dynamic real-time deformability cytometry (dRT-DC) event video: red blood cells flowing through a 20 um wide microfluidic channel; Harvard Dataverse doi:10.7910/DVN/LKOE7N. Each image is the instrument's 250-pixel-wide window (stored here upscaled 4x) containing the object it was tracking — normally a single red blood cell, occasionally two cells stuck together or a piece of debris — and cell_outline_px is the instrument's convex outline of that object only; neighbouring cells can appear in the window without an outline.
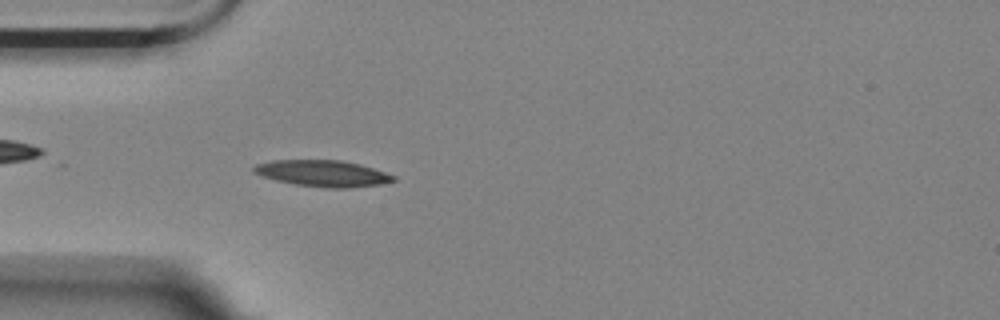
{"species": "Egyptian fruit bat (a non-hibernating species)", "species_latin": "Rousettus aegyptiacus", "temperature_condition": "room temperature", "stored_images_in_passage": 52, "camera_frame_rate_fps": 3000, "um_per_image_px": 0.085, "animal": {"sex": "female"}, "frame": {"image": 1, "passage_image": 12, "time_ms": 3.667, "image_size_px": [1000, 320], "cell_outline_px": [[396, 180], [380, 184], [348, 188], [324, 188], [296, 184], [276, 180], [260, 176], [252, 172], [252, 168], [256, 164], [272, 160], [340, 160], [360, 164], [396, 176]], "centroid_in_image_um": [27.4, 14.74], "position_along_channel_um": 57.6, "area_um2": 21.44}}
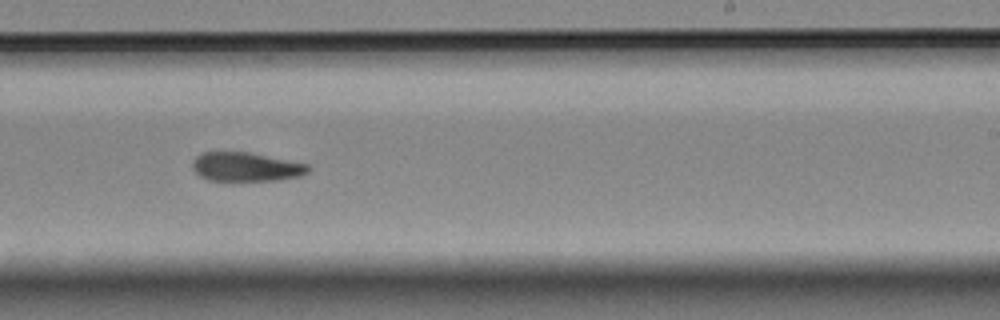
{"frame": {"image": 2, "passage_image": 30, "time_ms": 9.667, "image_size_px": [1000, 320], "cell_outline_px": [[312, 168], [308, 172], [300, 176], [276, 180], [232, 184], [208, 180], [200, 176], [192, 168], [192, 160], [196, 156], [204, 152], [248, 152], [308, 164]], "centroid_in_image_um": [20.87, 14.24], "position_along_channel_um": 268.1, "area_um2": 20.4}}
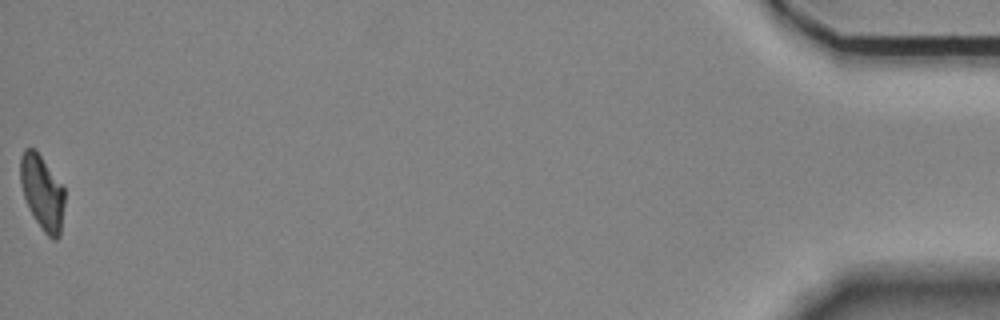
{"frame": {"image": 3, "passage_image": 52, "time_ms": 17.0, "image_size_px": [1000, 320], "cell_outline_px": [[64, 204], [60, 236], [56, 240], [52, 240], [44, 232], [36, 220], [24, 196], [20, 180], [20, 156], [24, 148], [36, 148], [64, 188]], "centroid_in_image_um": [3.59, 16.33], "position_along_channel_um": 431.6, "area_um2": 19.13}, "authors_computed_cell_mechanics": {"area_um2": 20.1433, "velocity_mm_per_s": 3.553, "shape_relaxation_time_tau1_ms": 7.0661, "shape_relaxation_time_tau2_ms": 3.8301, "deformation_change_tau1": 0.1927, "deformation_change_tau2": 0.1062}}